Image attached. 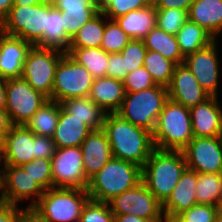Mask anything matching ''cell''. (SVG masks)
I'll return each instance as SVG.
<instances>
[{"label": "cell", "mask_w": 222, "mask_h": 222, "mask_svg": "<svg viewBox=\"0 0 222 222\" xmlns=\"http://www.w3.org/2000/svg\"><path fill=\"white\" fill-rule=\"evenodd\" d=\"M102 130L109 140L114 158L141 168L155 149L152 132L133 125L117 113L106 114Z\"/></svg>", "instance_id": "1"}, {"label": "cell", "mask_w": 222, "mask_h": 222, "mask_svg": "<svg viewBox=\"0 0 222 222\" xmlns=\"http://www.w3.org/2000/svg\"><path fill=\"white\" fill-rule=\"evenodd\" d=\"M187 168L182 151L154 149L142 168V183L163 204Z\"/></svg>", "instance_id": "2"}, {"label": "cell", "mask_w": 222, "mask_h": 222, "mask_svg": "<svg viewBox=\"0 0 222 222\" xmlns=\"http://www.w3.org/2000/svg\"><path fill=\"white\" fill-rule=\"evenodd\" d=\"M142 168L117 158L109 160L89 179L87 192L93 201L108 203L142 182Z\"/></svg>", "instance_id": "3"}, {"label": "cell", "mask_w": 222, "mask_h": 222, "mask_svg": "<svg viewBox=\"0 0 222 222\" xmlns=\"http://www.w3.org/2000/svg\"><path fill=\"white\" fill-rule=\"evenodd\" d=\"M152 135L156 149L182 151L194 138L190 108L168 99Z\"/></svg>", "instance_id": "4"}, {"label": "cell", "mask_w": 222, "mask_h": 222, "mask_svg": "<svg viewBox=\"0 0 222 222\" xmlns=\"http://www.w3.org/2000/svg\"><path fill=\"white\" fill-rule=\"evenodd\" d=\"M89 199L87 190L50 188L44 191L31 210L44 222H79Z\"/></svg>", "instance_id": "5"}, {"label": "cell", "mask_w": 222, "mask_h": 222, "mask_svg": "<svg viewBox=\"0 0 222 222\" xmlns=\"http://www.w3.org/2000/svg\"><path fill=\"white\" fill-rule=\"evenodd\" d=\"M168 99V87L158 84L138 92H126L117 114L133 125L153 133L157 119Z\"/></svg>", "instance_id": "6"}, {"label": "cell", "mask_w": 222, "mask_h": 222, "mask_svg": "<svg viewBox=\"0 0 222 222\" xmlns=\"http://www.w3.org/2000/svg\"><path fill=\"white\" fill-rule=\"evenodd\" d=\"M47 22V2L29 6H12L0 22V31L37 46L43 40Z\"/></svg>", "instance_id": "7"}, {"label": "cell", "mask_w": 222, "mask_h": 222, "mask_svg": "<svg viewBox=\"0 0 222 222\" xmlns=\"http://www.w3.org/2000/svg\"><path fill=\"white\" fill-rule=\"evenodd\" d=\"M64 53L54 48L32 46L24 61L21 78L52 100L55 71Z\"/></svg>", "instance_id": "8"}, {"label": "cell", "mask_w": 222, "mask_h": 222, "mask_svg": "<svg viewBox=\"0 0 222 222\" xmlns=\"http://www.w3.org/2000/svg\"><path fill=\"white\" fill-rule=\"evenodd\" d=\"M93 81L91 73L65 52L55 71L52 101L88 97Z\"/></svg>", "instance_id": "9"}, {"label": "cell", "mask_w": 222, "mask_h": 222, "mask_svg": "<svg viewBox=\"0 0 222 222\" xmlns=\"http://www.w3.org/2000/svg\"><path fill=\"white\" fill-rule=\"evenodd\" d=\"M47 100L23 78L6 79L5 109L12 125H25Z\"/></svg>", "instance_id": "10"}, {"label": "cell", "mask_w": 222, "mask_h": 222, "mask_svg": "<svg viewBox=\"0 0 222 222\" xmlns=\"http://www.w3.org/2000/svg\"><path fill=\"white\" fill-rule=\"evenodd\" d=\"M108 204L113 214H131L152 222H164L165 219L162 204L142 182L115 196Z\"/></svg>", "instance_id": "11"}, {"label": "cell", "mask_w": 222, "mask_h": 222, "mask_svg": "<svg viewBox=\"0 0 222 222\" xmlns=\"http://www.w3.org/2000/svg\"><path fill=\"white\" fill-rule=\"evenodd\" d=\"M52 161V188H79L86 190L87 179L80 146L56 148Z\"/></svg>", "instance_id": "12"}, {"label": "cell", "mask_w": 222, "mask_h": 222, "mask_svg": "<svg viewBox=\"0 0 222 222\" xmlns=\"http://www.w3.org/2000/svg\"><path fill=\"white\" fill-rule=\"evenodd\" d=\"M182 152L187 168L197 173H222V136L194 137Z\"/></svg>", "instance_id": "13"}, {"label": "cell", "mask_w": 222, "mask_h": 222, "mask_svg": "<svg viewBox=\"0 0 222 222\" xmlns=\"http://www.w3.org/2000/svg\"><path fill=\"white\" fill-rule=\"evenodd\" d=\"M216 40L207 47L195 51L184 58V64L189 68L199 85L213 97H218L219 60Z\"/></svg>", "instance_id": "14"}, {"label": "cell", "mask_w": 222, "mask_h": 222, "mask_svg": "<svg viewBox=\"0 0 222 222\" xmlns=\"http://www.w3.org/2000/svg\"><path fill=\"white\" fill-rule=\"evenodd\" d=\"M44 191L20 166L4 165L5 204L18 206V201L21 202L33 197L30 205L26 207L31 210L39 202Z\"/></svg>", "instance_id": "15"}, {"label": "cell", "mask_w": 222, "mask_h": 222, "mask_svg": "<svg viewBox=\"0 0 222 222\" xmlns=\"http://www.w3.org/2000/svg\"><path fill=\"white\" fill-rule=\"evenodd\" d=\"M35 159V134L25 125H12L5 135L2 163L21 166Z\"/></svg>", "instance_id": "16"}, {"label": "cell", "mask_w": 222, "mask_h": 222, "mask_svg": "<svg viewBox=\"0 0 222 222\" xmlns=\"http://www.w3.org/2000/svg\"><path fill=\"white\" fill-rule=\"evenodd\" d=\"M168 95L169 99L187 108L196 106L210 97L184 63L175 66L171 84L168 86Z\"/></svg>", "instance_id": "17"}, {"label": "cell", "mask_w": 222, "mask_h": 222, "mask_svg": "<svg viewBox=\"0 0 222 222\" xmlns=\"http://www.w3.org/2000/svg\"><path fill=\"white\" fill-rule=\"evenodd\" d=\"M190 118L194 137L222 136V109L218 97L210 96L191 107Z\"/></svg>", "instance_id": "18"}, {"label": "cell", "mask_w": 222, "mask_h": 222, "mask_svg": "<svg viewBox=\"0 0 222 222\" xmlns=\"http://www.w3.org/2000/svg\"><path fill=\"white\" fill-rule=\"evenodd\" d=\"M33 45L0 31V78H20L26 56Z\"/></svg>", "instance_id": "19"}, {"label": "cell", "mask_w": 222, "mask_h": 222, "mask_svg": "<svg viewBox=\"0 0 222 222\" xmlns=\"http://www.w3.org/2000/svg\"><path fill=\"white\" fill-rule=\"evenodd\" d=\"M84 172L89 180L113 158L105 132L93 130L81 144Z\"/></svg>", "instance_id": "20"}, {"label": "cell", "mask_w": 222, "mask_h": 222, "mask_svg": "<svg viewBox=\"0 0 222 222\" xmlns=\"http://www.w3.org/2000/svg\"><path fill=\"white\" fill-rule=\"evenodd\" d=\"M198 173L186 168L170 196L162 204L165 217H177L195 204Z\"/></svg>", "instance_id": "21"}, {"label": "cell", "mask_w": 222, "mask_h": 222, "mask_svg": "<svg viewBox=\"0 0 222 222\" xmlns=\"http://www.w3.org/2000/svg\"><path fill=\"white\" fill-rule=\"evenodd\" d=\"M52 5L61 11L64 28L70 40L99 12L94 0H54Z\"/></svg>", "instance_id": "22"}, {"label": "cell", "mask_w": 222, "mask_h": 222, "mask_svg": "<svg viewBox=\"0 0 222 222\" xmlns=\"http://www.w3.org/2000/svg\"><path fill=\"white\" fill-rule=\"evenodd\" d=\"M125 94L123 81L105 76L94 78L89 97L108 114L118 112Z\"/></svg>", "instance_id": "23"}, {"label": "cell", "mask_w": 222, "mask_h": 222, "mask_svg": "<svg viewBox=\"0 0 222 222\" xmlns=\"http://www.w3.org/2000/svg\"><path fill=\"white\" fill-rule=\"evenodd\" d=\"M91 132L85 123L68 113L60 103L59 121L52 137L56 148L81 146Z\"/></svg>", "instance_id": "24"}, {"label": "cell", "mask_w": 222, "mask_h": 222, "mask_svg": "<svg viewBox=\"0 0 222 222\" xmlns=\"http://www.w3.org/2000/svg\"><path fill=\"white\" fill-rule=\"evenodd\" d=\"M188 20L216 39L222 33V0H195L188 10Z\"/></svg>", "instance_id": "25"}, {"label": "cell", "mask_w": 222, "mask_h": 222, "mask_svg": "<svg viewBox=\"0 0 222 222\" xmlns=\"http://www.w3.org/2000/svg\"><path fill=\"white\" fill-rule=\"evenodd\" d=\"M115 21L131 39L143 40L156 26V8L132 10Z\"/></svg>", "instance_id": "26"}, {"label": "cell", "mask_w": 222, "mask_h": 222, "mask_svg": "<svg viewBox=\"0 0 222 222\" xmlns=\"http://www.w3.org/2000/svg\"><path fill=\"white\" fill-rule=\"evenodd\" d=\"M61 106L85 123L92 131L102 129L107 113L89 96L64 100L61 102Z\"/></svg>", "instance_id": "27"}, {"label": "cell", "mask_w": 222, "mask_h": 222, "mask_svg": "<svg viewBox=\"0 0 222 222\" xmlns=\"http://www.w3.org/2000/svg\"><path fill=\"white\" fill-rule=\"evenodd\" d=\"M70 43L71 40L66 34L61 11L54 8L52 3L47 1L46 31L43 34V40L37 46L67 52Z\"/></svg>", "instance_id": "28"}, {"label": "cell", "mask_w": 222, "mask_h": 222, "mask_svg": "<svg viewBox=\"0 0 222 222\" xmlns=\"http://www.w3.org/2000/svg\"><path fill=\"white\" fill-rule=\"evenodd\" d=\"M147 50L159 52L165 58L173 61L176 65L184 63L175 35L168 34L155 26L143 39Z\"/></svg>", "instance_id": "29"}, {"label": "cell", "mask_w": 222, "mask_h": 222, "mask_svg": "<svg viewBox=\"0 0 222 222\" xmlns=\"http://www.w3.org/2000/svg\"><path fill=\"white\" fill-rule=\"evenodd\" d=\"M175 36L184 57L207 47L217 40L204 28L190 20L184 23Z\"/></svg>", "instance_id": "30"}, {"label": "cell", "mask_w": 222, "mask_h": 222, "mask_svg": "<svg viewBox=\"0 0 222 222\" xmlns=\"http://www.w3.org/2000/svg\"><path fill=\"white\" fill-rule=\"evenodd\" d=\"M60 103L47 100L40 109L26 122L25 126L35 135L53 137L58 125Z\"/></svg>", "instance_id": "31"}, {"label": "cell", "mask_w": 222, "mask_h": 222, "mask_svg": "<svg viewBox=\"0 0 222 222\" xmlns=\"http://www.w3.org/2000/svg\"><path fill=\"white\" fill-rule=\"evenodd\" d=\"M104 17L106 19L101 11L93 16L71 39L68 48H100L105 30Z\"/></svg>", "instance_id": "32"}, {"label": "cell", "mask_w": 222, "mask_h": 222, "mask_svg": "<svg viewBox=\"0 0 222 222\" xmlns=\"http://www.w3.org/2000/svg\"><path fill=\"white\" fill-rule=\"evenodd\" d=\"M94 78L107 76L108 53L101 48H68L67 52Z\"/></svg>", "instance_id": "33"}, {"label": "cell", "mask_w": 222, "mask_h": 222, "mask_svg": "<svg viewBox=\"0 0 222 222\" xmlns=\"http://www.w3.org/2000/svg\"><path fill=\"white\" fill-rule=\"evenodd\" d=\"M197 204L218 206L222 197V173H198Z\"/></svg>", "instance_id": "34"}, {"label": "cell", "mask_w": 222, "mask_h": 222, "mask_svg": "<svg viewBox=\"0 0 222 222\" xmlns=\"http://www.w3.org/2000/svg\"><path fill=\"white\" fill-rule=\"evenodd\" d=\"M144 68L150 73L154 82L168 87L171 84L176 64L159 52L147 50L143 61Z\"/></svg>", "instance_id": "35"}, {"label": "cell", "mask_w": 222, "mask_h": 222, "mask_svg": "<svg viewBox=\"0 0 222 222\" xmlns=\"http://www.w3.org/2000/svg\"><path fill=\"white\" fill-rule=\"evenodd\" d=\"M188 20V11L175 8H156V26L176 35Z\"/></svg>", "instance_id": "36"}, {"label": "cell", "mask_w": 222, "mask_h": 222, "mask_svg": "<svg viewBox=\"0 0 222 222\" xmlns=\"http://www.w3.org/2000/svg\"><path fill=\"white\" fill-rule=\"evenodd\" d=\"M131 38L120 28L115 20H106L101 49L108 54L119 53Z\"/></svg>", "instance_id": "37"}, {"label": "cell", "mask_w": 222, "mask_h": 222, "mask_svg": "<svg viewBox=\"0 0 222 222\" xmlns=\"http://www.w3.org/2000/svg\"><path fill=\"white\" fill-rule=\"evenodd\" d=\"M20 167L27 172L44 190L52 188L51 159H33Z\"/></svg>", "instance_id": "38"}, {"label": "cell", "mask_w": 222, "mask_h": 222, "mask_svg": "<svg viewBox=\"0 0 222 222\" xmlns=\"http://www.w3.org/2000/svg\"><path fill=\"white\" fill-rule=\"evenodd\" d=\"M79 222H115L108 203L89 199L84 205Z\"/></svg>", "instance_id": "39"}, {"label": "cell", "mask_w": 222, "mask_h": 222, "mask_svg": "<svg viewBox=\"0 0 222 222\" xmlns=\"http://www.w3.org/2000/svg\"><path fill=\"white\" fill-rule=\"evenodd\" d=\"M147 48L143 40L131 39L129 43L121 50V54L125 59L126 69L132 72L143 66Z\"/></svg>", "instance_id": "40"}, {"label": "cell", "mask_w": 222, "mask_h": 222, "mask_svg": "<svg viewBox=\"0 0 222 222\" xmlns=\"http://www.w3.org/2000/svg\"><path fill=\"white\" fill-rule=\"evenodd\" d=\"M218 207L208 204H195L176 218L180 222H214Z\"/></svg>", "instance_id": "41"}, {"label": "cell", "mask_w": 222, "mask_h": 222, "mask_svg": "<svg viewBox=\"0 0 222 222\" xmlns=\"http://www.w3.org/2000/svg\"><path fill=\"white\" fill-rule=\"evenodd\" d=\"M126 92H138L157 85L144 66L129 72L123 80Z\"/></svg>", "instance_id": "42"}, {"label": "cell", "mask_w": 222, "mask_h": 222, "mask_svg": "<svg viewBox=\"0 0 222 222\" xmlns=\"http://www.w3.org/2000/svg\"><path fill=\"white\" fill-rule=\"evenodd\" d=\"M146 7L145 0H111L101 12L110 20L127 14L132 10Z\"/></svg>", "instance_id": "43"}, {"label": "cell", "mask_w": 222, "mask_h": 222, "mask_svg": "<svg viewBox=\"0 0 222 222\" xmlns=\"http://www.w3.org/2000/svg\"><path fill=\"white\" fill-rule=\"evenodd\" d=\"M122 54H108L107 76L123 81L128 75Z\"/></svg>", "instance_id": "44"}, {"label": "cell", "mask_w": 222, "mask_h": 222, "mask_svg": "<svg viewBox=\"0 0 222 222\" xmlns=\"http://www.w3.org/2000/svg\"><path fill=\"white\" fill-rule=\"evenodd\" d=\"M55 149L56 147L51 137L35 135V159H52Z\"/></svg>", "instance_id": "45"}, {"label": "cell", "mask_w": 222, "mask_h": 222, "mask_svg": "<svg viewBox=\"0 0 222 222\" xmlns=\"http://www.w3.org/2000/svg\"><path fill=\"white\" fill-rule=\"evenodd\" d=\"M28 211L26 208L19 209L18 206L0 205V222H20L21 217Z\"/></svg>", "instance_id": "46"}, {"label": "cell", "mask_w": 222, "mask_h": 222, "mask_svg": "<svg viewBox=\"0 0 222 222\" xmlns=\"http://www.w3.org/2000/svg\"><path fill=\"white\" fill-rule=\"evenodd\" d=\"M195 0H161L157 8H175L188 11Z\"/></svg>", "instance_id": "47"}, {"label": "cell", "mask_w": 222, "mask_h": 222, "mask_svg": "<svg viewBox=\"0 0 222 222\" xmlns=\"http://www.w3.org/2000/svg\"><path fill=\"white\" fill-rule=\"evenodd\" d=\"M12 124L6 109H0V134H7Z\"/></svg>", "instance_id": "48"}, {"label": "cell", "mask_w": 222, "mask_h": 222, "mask_svg": "<svg viewBox=\"0 0 222 222\" xmlns=\"http://www.w3.org/2000/svg\"><path fill=\"white\" fill-rule=\"evenodd\" d=\"M115 222H152L149 219H144L131 214H114Z\"/></svg>", "instance_id": "49"}, {"label": "cell", "mask_w": 222, "mask_h": 222, "mask_svg": "<svg viewBox=\"0 0 222 222\" xmlns=\"http://www.w3.org/2000/svg\"><path fill=\"white\" fill-rule=\"evenodd\" d=\"M14 5V0H0V22L9 13Z\"/></svg>", "instance_id": "50"}, {"label": "cell", "mask_w": 222, "mask_h": 222, "mask_svg": "<svg viewBox=\"0 0 222 222\" xmlns=\"http://www.w3.org/2000/svg\"><path fill=\"white\" fill-rule=\"evenodd\" d=\"M6 106V79L0 78V109Z\"/></svg>", "instance_id": "51"}, {"label": "cell", "mask_w": 222, "mask_h": 222, "mask_svg": "<svg viewBox=\"0 0 222 222\" xmlns=\"http://www.w3.org/2000/svg\"><path fill=\"white\" fill-rule=\"evenodd\" d=\"M20 222H44L32 210H28L22 217Z\"/></svg>", "instance_id": "52"}, {"label": "cell", "mask_w": 222, "mask_h": 222, "mask_svg": "<svg viewBox=\"0 0 222 222\" xmlns=\"http://www.w3.org/2000/svg\"><path fill=\"white\" fill-rule=\"evenodd\" d=\"M48 0H14L13 6H29V5H36L40 3H45Z\"/></svg>", "instance_id": "53"}, {"label": "cell", "mask_w": 222, "mask_h": 222, "mask_svg": "<svg viewBox=\"0 0 222 222\" xmlns=\"http://www.w3.org/2000/svg\"><path fill=\"white\" fill-rule=\"evenodd\" d=\"M2 162H0V165ZM0 205L5 204V198H4V166L0 169Z\"/></svg>", "instance_id": "54"}, {"label": "cell", "mask_w": 222, "mask_h": 222, "mask_svg": "<svg viewBox=\"0 0 222 222\" xmlns=\"http://www.w3.org/2000/svg\"><path fill=\"white\" fill-rule=\"evenodd\" d=\"M5 135L6 134H0V162H2V158L4 155Z\"/></svg>", "instance_id": "55"}, {"label": "cell", "mask_w": 222, "mask_h": 222, "mask_svg": "<svg viewBox=\"0 0 222 222\" xmlns=\"http://www.w3.org/2000/svg\"><path fill=\"white\" fill-rule=\"evenodd\" d=\"M111 0H94L95 5L101 11Z\"/></svg>", "instance_id": "56"}, {"label": "cell", "mask_w": 222, "mask_h": 222, "mask_svg": "<svg viewBox=\"0 0 222 222\" xmlns=\"http://www.w3.org/2000/svg\"><path fill=\"white\" fill-rule=\"evenodd\" d=\"M147 7L157 8L161 0H145Z\"/></svg>", "instance_id": "57"}, {"label": "cell", "mask_w": 222, "mask_h": 222, "mask_svg": "<svg viewBox=\"0 0 222 222\" xmlns=\"http://www.w3.org/2000/svg\"><path fill=\"white\" fill-rule=\"evenodd\" d=\"M164 222H180L176 217H165Z\"/></svg>", "instance_id": "58"}, {"label": "cell", "mask_w": 222, "mask_h": 222, "mask_svg": "<svg viewBox=\"0 0 222 222\" xmlns=\"http://www.w3.org/2000/svg\"><path fill=\"white\" fill-rule=\"evenodd\" d=\"M214 222H222V213L218 211Z\"/></svg>", "instance_id": "59"}, {"label": "cell", "mask_w": 222, "mask_h": 222, "mask_svg": "<svg viewBox=\"0 0 222 222\" xmlns=\"http://www.w3.org/2000/svg\"><path fill=\"white\" fill-rule=\"evenodd\" d=\"M218 211L220 212V213H222V197H221V200H220V202H219V204H218Z\"/></svg>", "instance_id": "60"}]
</instances>
